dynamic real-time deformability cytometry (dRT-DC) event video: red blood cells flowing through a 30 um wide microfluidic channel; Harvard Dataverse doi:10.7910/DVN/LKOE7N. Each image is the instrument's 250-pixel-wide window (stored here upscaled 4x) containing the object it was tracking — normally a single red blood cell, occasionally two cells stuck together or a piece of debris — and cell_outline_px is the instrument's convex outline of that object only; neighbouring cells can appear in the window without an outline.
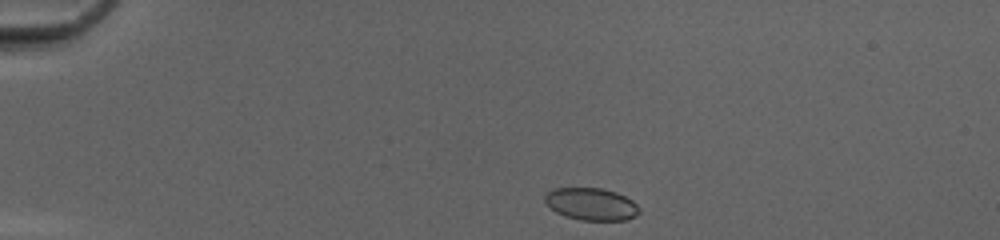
{"species": "common noctule bat (a hibernating species)", "species_latin": "Nyctalus noctula", "temperature_condition": "cold", "stored_images_in_passage": 40, "camera_frame_rate_fps": 3000, "um_per_image_px": 0.085, "animal": {"sex": "female", "body_mass_g": 20.0, "forearm_length_mm": 54.0}, "frame": {"image": 1, "passage_image": 1, "time_ms": 0.0, "image_size_px": [1000, 240], "cell_outline_px": [[640, 212], [636, 216], [628, 220], [580, 220], [564, 216], [556, 212], [544, 200], [544, 196], [552, 188], [600, 188], [616, 192], [632, 200], [640, 208]], "centroid_in_image_um": [50.27, 17.35], "position_along_channel_um": 34.7, "area_um2": 17.8}}
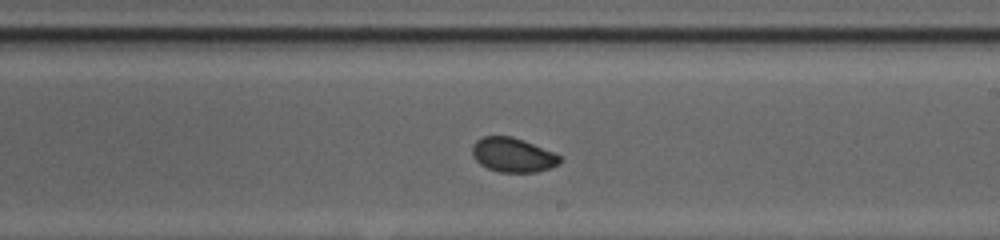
{"frame": {"image": 2, "passage_image": 21, "time_ms": 6.667, "image_size_px": [1000, 240], "cell_outline_px": [[564, 160], [560, 164], [536, 172], [500, 172], [488, 168], [480, 164], [472, 156], [472, 144], [476, 140], [484, 136], [512, 136], [524, 140], [552, 152], [560, 156]], "centroid_in_image_um": [43.58, 13.17], "position_along_channel_um": 245.4, "area_um2": 17.57}}
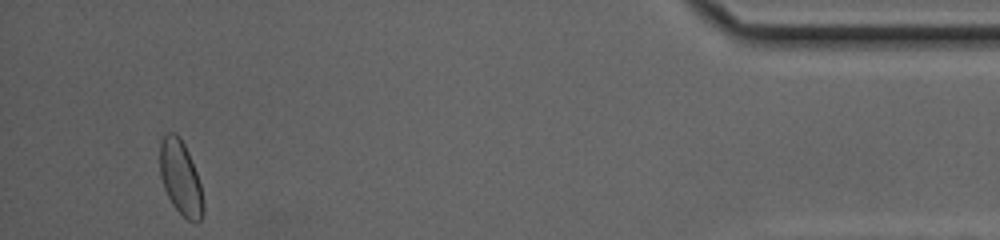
{"frame": {"image": 3, "passage_image": 38, "time_ms": 12.333, "image_size_px": [1000, 240], "cell_outline_px": [[204, 212], [200, 220], [196, 224], [188, 220], [172, 204], [164, 188], [160, 176], [160, 140], [168, 132], [176, 132], [180, 136], [188, 152], [196, 172], [200, 184], [204, 204]], "centroid_in_image_um": [15.35, 15.11], "position_along_channel_um": 419.9, "area_um2": 18.79}, "authors_computed_cell_mechanics": {"area_um2": 17.9758, "velocity_mm_per_s": 4.1758, "shape_relaxation_time_tau1_ms": 5.2229, "shape_relaxation_time_tau2_ms": null, "deformation_change_tau1": 0.0915, "deformation_change_tau2": null}}